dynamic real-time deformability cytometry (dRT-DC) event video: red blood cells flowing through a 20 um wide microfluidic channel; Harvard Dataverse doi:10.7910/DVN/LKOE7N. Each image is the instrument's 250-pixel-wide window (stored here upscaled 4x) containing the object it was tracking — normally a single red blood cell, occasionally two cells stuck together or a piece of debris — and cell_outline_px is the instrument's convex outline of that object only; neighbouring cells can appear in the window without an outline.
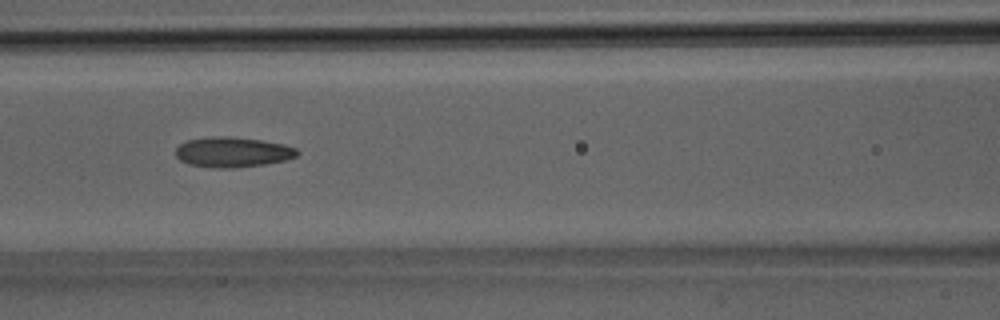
{"species": "Egyptian fruit bat (a non-hibernating species)", "species_latin": "Rousettus aegyptiacus", "temperature_condition": "room temperature", "stored_images_in_passage": 28, "camera_frame_rate_fps": 3000, "um_per_image_px": 0.085, "animal": {"sex": "male"}, "frame": {"image": 1, "passage_image": 7, "time_ms": 2.0, "image_size_px": [1000, 320], "cell_outline_px": [[300, 152], [296, 156], [284, 160], [264, 164], [236, 168], [216, 168], [188, 164], [180, 160], [176, 156], [176, 148], [180, 144], [188, 140], [212, 136], [232, 136], [260, 140], [284, 144], [296, 148]], "centroid_in_image_um": [19.77, 12.93], "position_along_channel_um": 146.8, "area_um2": 21.39}}
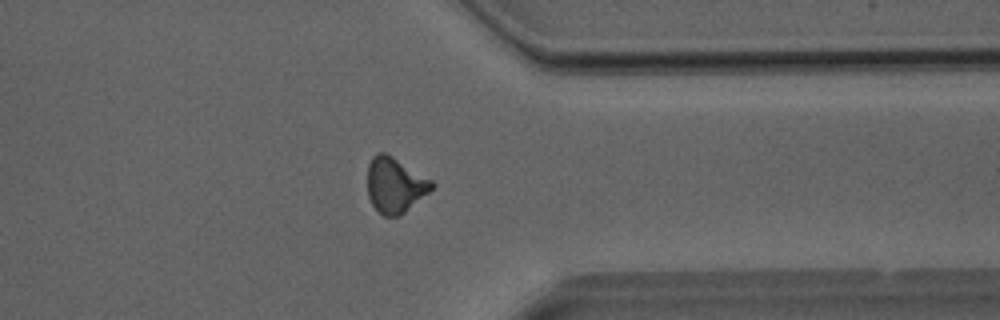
{"frame": {"image": 2, "passage_image": 20, "time_ms": 6.333, "image_size_px": [1000, 320], "cell_outline_px": [[436, 184], [428, 192], [400, 216], [384, 216], [372, 204], [368, 196], [368, 164], [372, 156], [376, 152], [384, 152], [392, 156], [432, 180]], "centroid_in_image_um": [33.56, 15.71], "position_along_channel_um": 377.8, "area_um2": 20.52}}
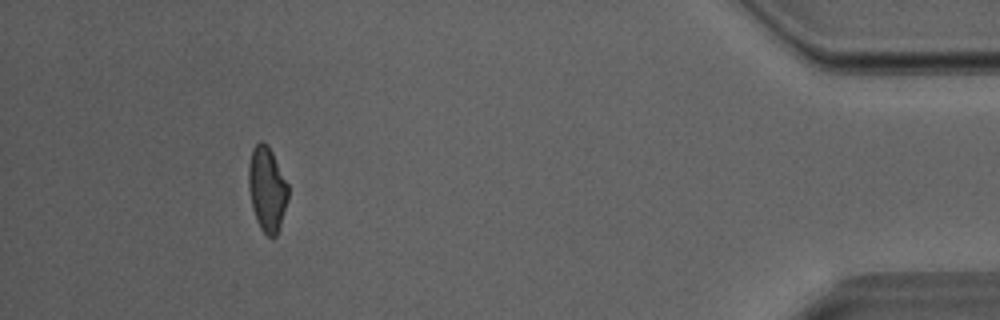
{"frame": {"image": 3, "passage_image": 25, "time_ms": 8.0, "image_size_px": [1000, 320], "cell_outline_px": [[288, 200], [276, 236], [268, 236], [260, 228], [256, 220], [252, 208], [248, 188], [248, 164], [252, 148], [260, 140], [264, 140], [268, 144], [288, 184]], "centroid_in_image_um": [22.68, 16.03], "position_along_channel_um": 412.5, "area_um2": 19.65}}